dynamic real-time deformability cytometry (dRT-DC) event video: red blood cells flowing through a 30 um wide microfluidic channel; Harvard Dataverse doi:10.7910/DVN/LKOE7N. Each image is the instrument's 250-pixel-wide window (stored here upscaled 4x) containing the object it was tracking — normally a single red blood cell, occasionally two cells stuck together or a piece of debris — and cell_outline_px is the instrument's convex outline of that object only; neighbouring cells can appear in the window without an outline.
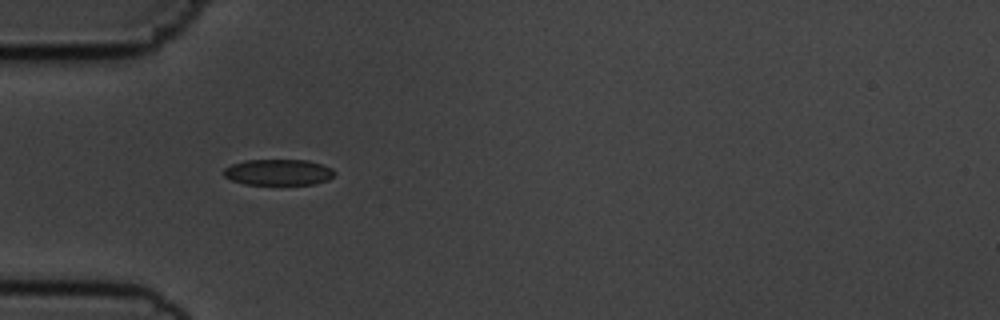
{"species": "common noctule bat (a hibernating species)", "species_latin": "Nyctalus noctula", "temperature_condition": "cold", "stored_images_in_passage": 39, "camera_frame_rate_fps": 3000, "um_per_image_px": 0.085, "animal": {"sex": "male", "body_mass_g": 19.5, "forearm_length_mm": 54.6}, "frame": {"image": 1, "passage_image": 1, "time_ms": 0.0, "image_size_px": [1000, 320], "cell_outline_px": [[336, 172], [328, 180], [312, 184], [244, 184], [232, 180], [224, 176], [224, 168], [232, 164], [244, 160], [308, 160], [332, 168]], "centroid_in_image_um": [23.65, 14.63], "position_along_channel_um": 61.3, "area_um2": 16.7}}
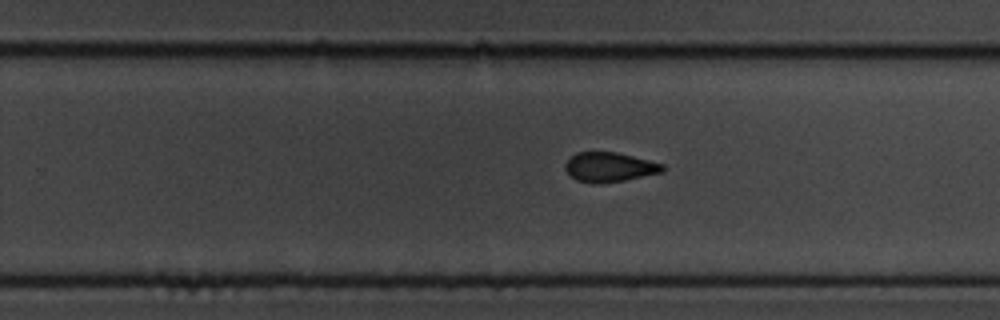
{"frame": {"image": 2, "passage_image": 19, "time_ms": 6.0, "image_size_px": [1000, 320], "cell_outline_px": [[664, 172], [624, 180], [600, 184], [592, 184], [576, 180], [564, 168], [564, 164], [576, 152], [616, 152], [664, 164]], "centroid_in_image_um": [51.8, 14.21], "position_along_channel_um": 278.0, "area_um2": 16.76}}
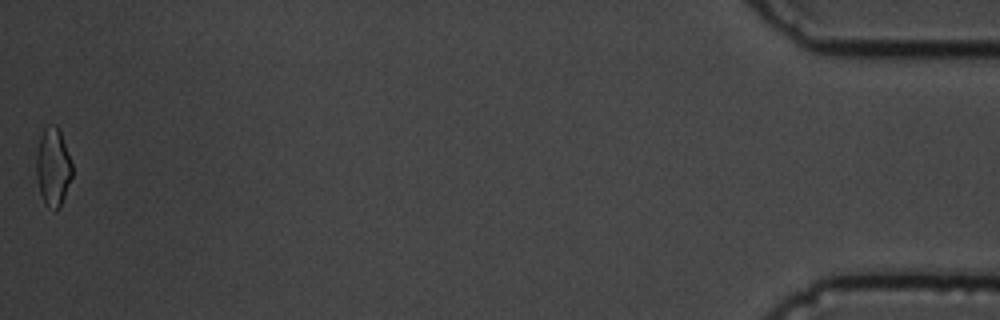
{"frame": {"image": 3, "passage_image": 39, "time_ms": 12.667, "image_size_px": [1000, 320], "cell_outline_px": [[72, 176], [60, 208], [56, 212], [44, 204], [40, 192], [36, 176], [36, 152], [40, 136], [44, 128], [48, 124], [56, 124], [60, 132], [72, 164]], "centroid_in_image_um": [4.49, 14.22], "position_along_channel_um": 430.7, "area_um2": 16.47}, "authors_computed_cell_mechanics": {"area_um2": 17.1088, "velocity_mm_per_s": 3.6723, "shape_relaxation_time_tau1_ms": 7.5059, "shape_relaxation_time_tau2_ms": 1.8263, "deformation_change_tau1": 0.1139, "deformation_change_tau2": 0.0641}}